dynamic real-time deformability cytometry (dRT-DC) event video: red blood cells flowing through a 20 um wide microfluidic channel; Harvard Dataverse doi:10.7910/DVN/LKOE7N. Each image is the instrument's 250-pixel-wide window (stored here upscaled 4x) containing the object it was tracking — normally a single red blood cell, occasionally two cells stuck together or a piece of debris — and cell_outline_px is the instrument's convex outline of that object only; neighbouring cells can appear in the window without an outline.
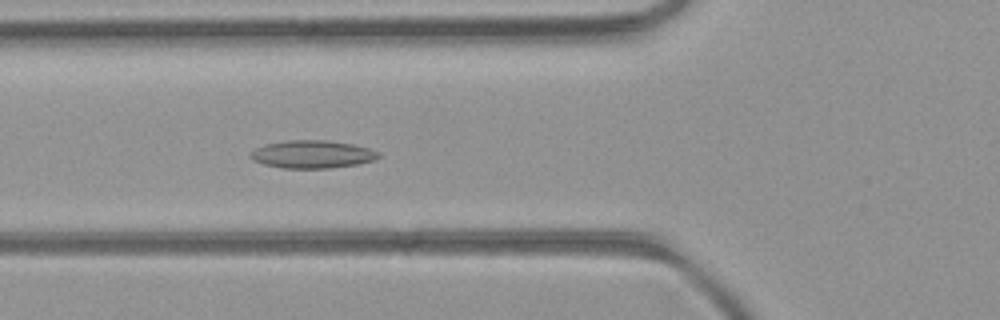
{"species": "common noctule bat (a hibernating species)", "species_latin": "Nyctalus noctula", "temperature_condition": "room temperature", "stored_images_in_passage": 35, "camera_frame_rate_fps": 3000, "um_per_image_px": 0.085, "animal": {"sex": "female", "body_mass_g": 21.9}, "frame": {"image": 1, "passage_image": 4, "time_ms": 1.0, "image_size_px": [1000, 320], "cell_outline_px": [[380, 156], [372, 160], [360, 164], [328, 168], [280, 168], [264, 164], [252, 160], [248, 156], [256, 148], [264, 144], [288, 140], [324, 140], [352, 144], [368, 148], [380, 152]], "centroid_in_image_um": [26.52, 13.12], "position_along_channel_um": 99.3, "area_um2": 20.75}}
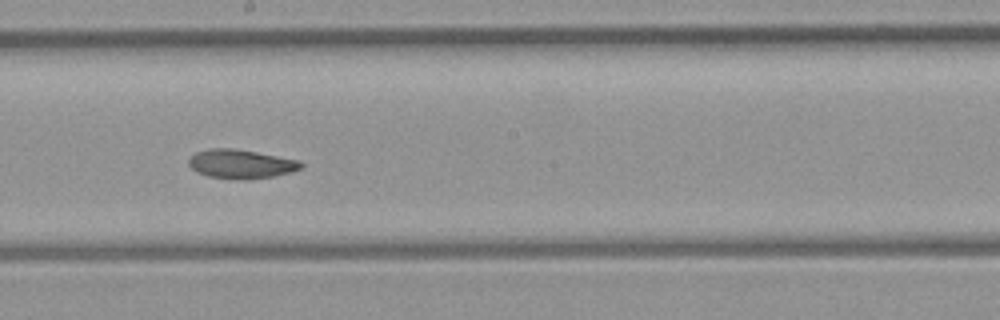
{"frame": {"image": 2, "passage_image": 13, "time_ms": 4.0, "image_size_px": [1000, 320], "cell_outline_px": [[304, 164], [300, 168], [292, 172], [272, 176], [244, 180], [208, 176], [196, 172], [188, 164], [188, 160], [196, 152], [208, 148], [232, 148], [256, 152], [300, 160]], "centroid_in_image_um": [20.47, 13.93], "position_along_channel_um": 227.7, "area_um2": 18.9}}
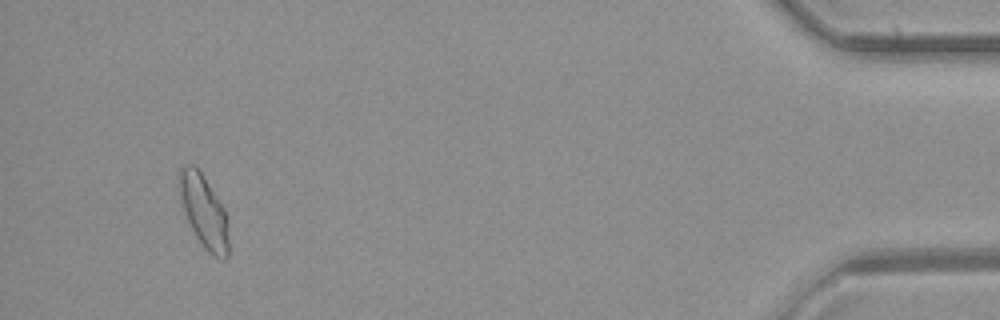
{"frame": {"image": 3, "passage_image": 32, "time_ms": 10.333, "image_size_px": [1000, 320], "cell_outline_px": [[228, 256], [224, 260], [212, 256], [204, 248], [196, 236], [180, 204], [176, 188], [176, 184], [180, 168], [184, 164], [192, 164], [200, 172], [224, 208], [228, 220]], "centroid_in_image_um": [17.29, 17.96], "position_along_channel_um": 417.9, "area_um2": 21.27}, "authors_computed_cell_mechanics": {"area_um2": 19.1318, "velocity_mm_per_s": 4.2652, "shape_relaxation_time_tau1_ms": null, "shape_relaxation_time_tau2_ms": 4.2778, "deformation_change_tau1": null, "deformation_change_tau2": 0.0831}}